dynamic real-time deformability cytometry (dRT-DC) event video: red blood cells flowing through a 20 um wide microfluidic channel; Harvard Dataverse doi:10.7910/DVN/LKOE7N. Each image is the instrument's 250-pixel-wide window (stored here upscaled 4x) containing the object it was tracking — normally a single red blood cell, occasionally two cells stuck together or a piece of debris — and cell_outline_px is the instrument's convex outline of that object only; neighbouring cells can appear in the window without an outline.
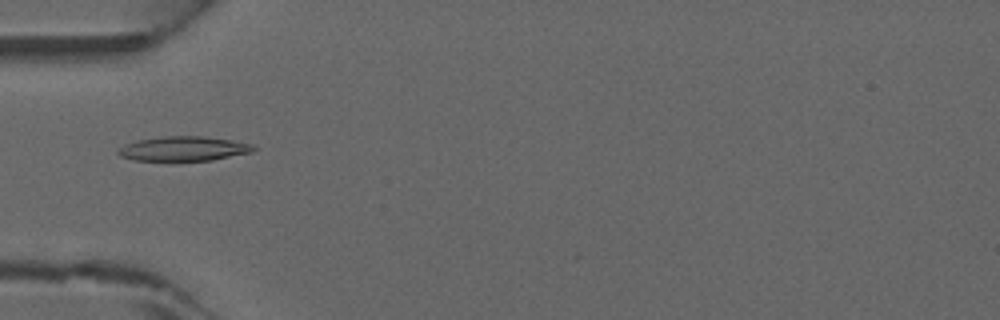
{"species": "common noctule bat (a hibernating species)", "species_latin": "Nyctalus noctula", "temperature_condition": "warm", "stored_images_in_passage": 7, "camera_frame_rate_fps": 3000, "um_per_image_px": 0.085, "animal": {"sex": "male", "forearm_length_mm": 52.5}, "frame": {"image": 1, "passage_image": 6, "time_ms": 1.667, "image_size_px": [1000, 320], "cell_outline_px": [[256, 148], [252, 152], [212, 160], [136, 160], [120, 156], [116, 152], [116, 148], [124, 144], [136, 140], [164, 136], [204, 136], [232, 140], [252, 144]], "centroid_in_image_um": [15.57, 12.62], "position_along_channel_um": 69.4, "area_um2": 19.36}}